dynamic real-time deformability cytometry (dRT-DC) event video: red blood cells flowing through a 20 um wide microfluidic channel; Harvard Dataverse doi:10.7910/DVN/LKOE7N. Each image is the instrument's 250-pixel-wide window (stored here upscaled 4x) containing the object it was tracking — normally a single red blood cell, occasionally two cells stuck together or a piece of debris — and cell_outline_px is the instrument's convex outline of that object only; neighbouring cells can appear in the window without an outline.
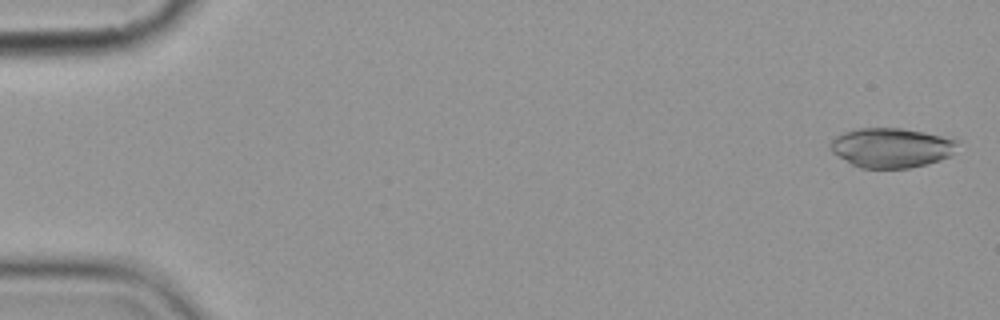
{"species": "common noctule bat (a hibernating species)", "species_latin": "Nyctalus noctula", "temperature_condition": "cold", "stored_images_in_passage": 5, "camera_frame_rate_fps": 3000, "um_per_image_px": 0.085, "animal": {"sex": "female", "body_mass_g": 19.9}, "frame": {"image": 1, "passage_image": 1, "time_ms": 0.0, "image_size_px": [1000, 320], "cell_outline_px": [[960, 140], [952, 152], [948, 156], [940, 160], [928, 164], [908, 168], [860, 168], [852, 164], [832, 152], [828, 144], [836, 136], [844, 132], [856, 128], [900, 128], [924, 132]], "centroid_in_image_um": [75.75, 12.55], "position_along_channel_um": 9.3, "area_um2": 29.3}}
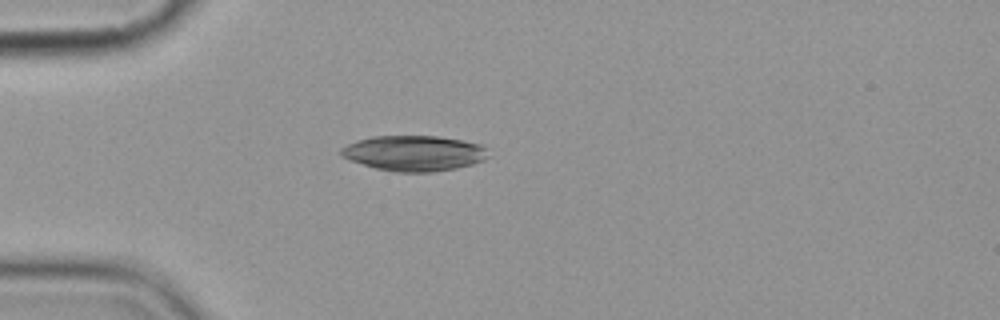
{"frame": {"image": 2, "passage_image": 5, "time_ms": 4.667, "image_size_px": [1000, 320], "cell_outline_px": [[488, 156], [484, 160], [472, 164], [456, 168], [432, 172], [396, 172], [376, 168], [340, 156], [340, 148], [348, 144], [372, 136], [436, 136], [464, 140], [480, 144], [488, 148]], "centroid_in_image_um": [35.23, 13.02], "position_along_channel_um": 49.8, "area_um2": 30.35}}